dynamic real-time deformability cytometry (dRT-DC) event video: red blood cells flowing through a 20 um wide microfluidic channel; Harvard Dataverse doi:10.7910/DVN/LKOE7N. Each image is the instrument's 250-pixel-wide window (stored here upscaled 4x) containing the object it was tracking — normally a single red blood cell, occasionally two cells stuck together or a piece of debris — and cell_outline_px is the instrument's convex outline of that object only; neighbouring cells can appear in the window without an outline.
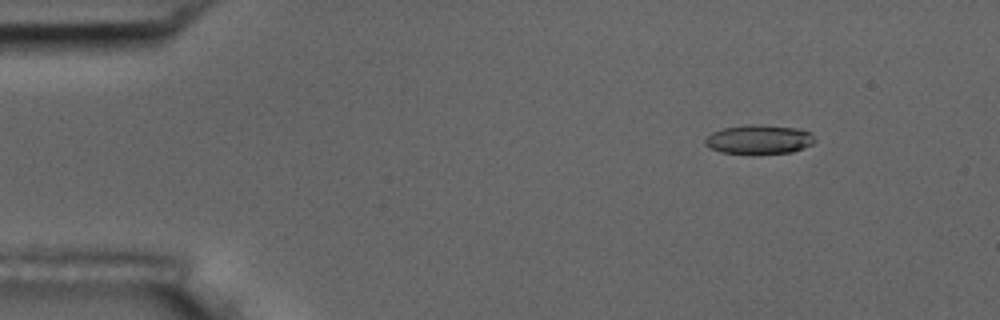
{"species": "common noctule bat (a hibernating species)", "species_latin": "Nyctalus noctula", "temperature_condition": "room temperature", "stored_images_in_passage": 9, "camera_frame_rate_fps": 3000, "um_per_image_px": 0.085, "animal": {"sex": "male", "body_mass_g": 17.5, "forearm_length_mm": 52.3}, "frame": {"image": 1, "passage_image": 2, "time_ms": 1.0, "image_size_px": [1000, 320], "cell_outline_px": [[816, 140], [812, 144], [792, 152], [760, 156], [752, 156], [720, 152], [708, 148], [704, 144], [704, 140], [712, 132], [724, 128], [748, 124], [760, 124], [800, 128], [812, 132]], "centroid_in_image_um": [64.52, 11.89], "position_along_channel_um": 20.5, "area_um2": 19.59}}
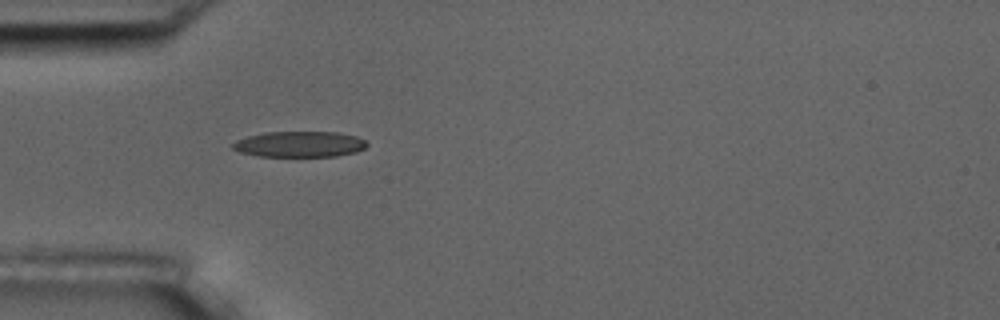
{"frame": {"image": 2, "passage_image": 4, "time_ms": 4.333, "image_size_px": [1000, 320], "cell_outline_px": [[368, 144], [364, 148], [356, 152], [336, 156], [256, 156], [240, 152], [232, 148], [232, 144], [236, 140], [248, 136], [264, 132], [336, 132], [356, 136], [364, 140]], "centroid_in_image_um": [25.44, 12.25], "position_along_channel_um": 59.6, "area_um2": 20.11}}
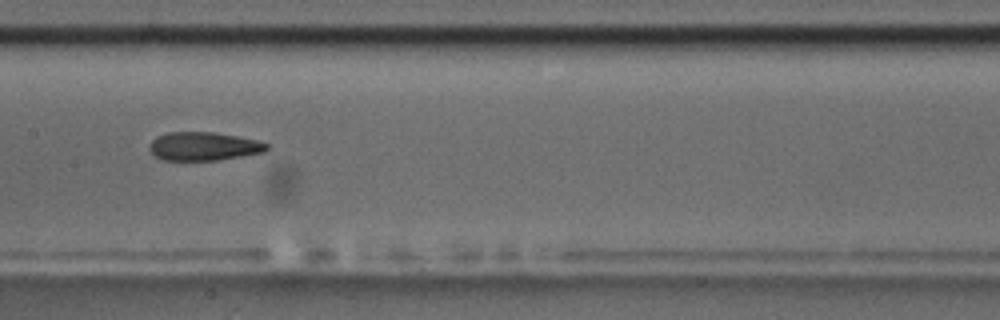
{"frame": {"image": 3, "passage_image": 7, "time_ms": 8.0, "image_size_px": [1000, 320], "cell_outline_px": [[268, 148], [264, 152], [216, 160], [164, 160], [156, 156], [148, 148], [152, 140], [156, 136], [168, 132], [212, 132], [236, 136], [256, 140], [268, 144]], "centroid_in_image_um": [17.28, 12.43], "position_along_channel_um": 190.1, "area_um2": 19.25}}